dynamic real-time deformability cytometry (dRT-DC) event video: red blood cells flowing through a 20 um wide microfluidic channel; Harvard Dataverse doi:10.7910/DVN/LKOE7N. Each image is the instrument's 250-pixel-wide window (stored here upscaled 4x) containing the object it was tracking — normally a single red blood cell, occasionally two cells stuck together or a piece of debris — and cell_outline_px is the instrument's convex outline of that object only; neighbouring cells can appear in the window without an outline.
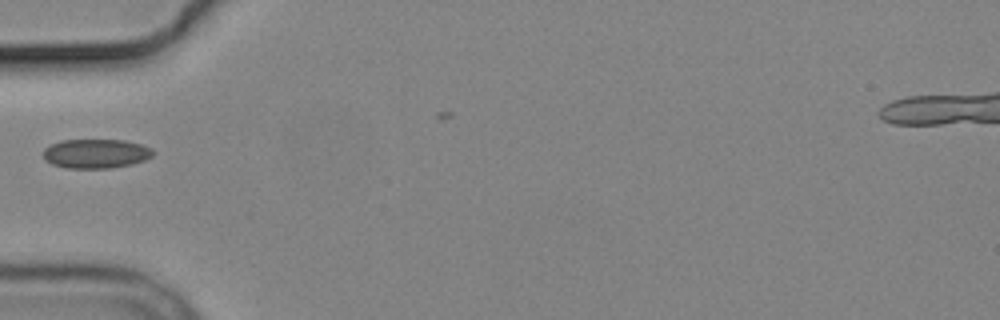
{"species": "common noctule bat (a hibernating species)", "species_latin": "Nyctalus noctula", "temperature_condition": "cold", "stored_images_in_passage": 3, "camera_frame_rate_fps": 3000, "um_per_image_px": 0.085, "animal": {"sex": "male", "body_mass_g": 19.2, "forearm_length_mm": 51.8}, "frame": {"image": 1, "passage_image": 1, "time_ms": 0.0, "image_size_px": [1000, 320], "cell_outline_px": [[152, 156], [144, 160], [132, 164], [108, 168], [68, 168], [52, 164], [44, 160], [44, 148], [60, 140], [124, 140], [140, 144], [152, 148]], "centroid_in_image_um": [8.13, 13.05], "position_along_channel_um": 76.9, "area_um2": 18.61}}
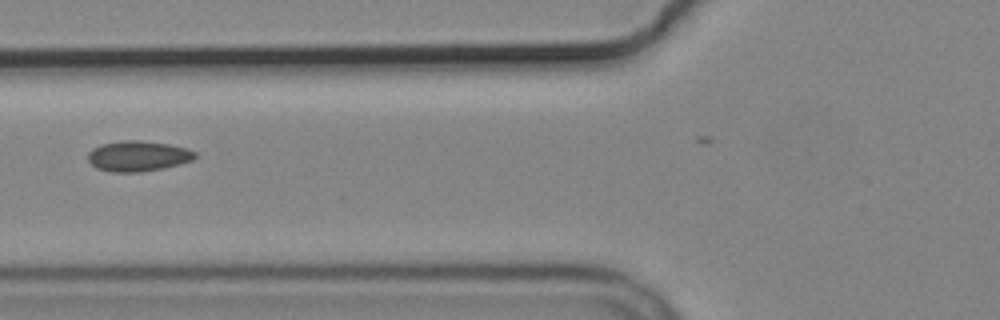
{"frame": {"image": 2, "passage_image": 2, "time_ms": 1.0, "image_size_px": [1000, 320], "cell_outline_px": [[196, 156], [192, 160], [180, 164], [164, 168], [140, 172], [112, 172], [96, 168], [88, 160], [88, 152], [92, 148], [100, 144], [120, 140], [140, 140], [168, 144], [188, 148], [196, 152]], "centroid_in_image_um": [11.72, 13.26], "position_along_channel_um": 114.1, "area_um2": 19.19}}